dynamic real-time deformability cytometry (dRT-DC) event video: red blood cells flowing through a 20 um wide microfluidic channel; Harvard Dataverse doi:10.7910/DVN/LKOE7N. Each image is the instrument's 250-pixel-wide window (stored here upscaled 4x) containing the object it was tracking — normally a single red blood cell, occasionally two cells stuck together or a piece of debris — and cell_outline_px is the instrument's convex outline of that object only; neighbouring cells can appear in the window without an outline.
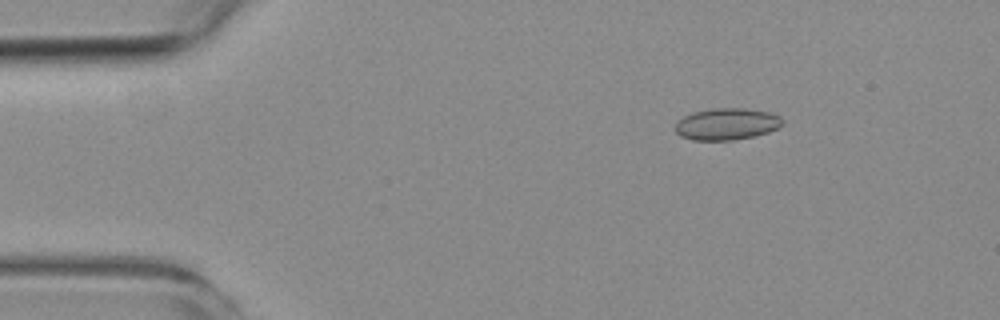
{"species": "common noctule bat (a hibernating species)", "species_latin": "Nyctalus noctula", "temperature_condition": "room temperature", "stored_images_in_passage": 4, "camera_frame_rate_fps": 3000, "um_per_image_px": 0.085, "animal": {"sex": "female", "body_mass_g": 19.3, "forearm_length_mm": 54.1}, "frame": {"image": 1, "passage_image": 2, "time_ms": 2.0, "image_size_px": [1000, 320], "cell_outline_px": [[784, 124], [780, 128], [768, 132], [752, 136], [732, 140], [692, 140], [680, 136], [676, 132], [676, 124], [684, 116], [692, 112], [712, 108], [744, 108], [768, 112], [780, 116], [784, 120]], "centroid_in_image_um": [61.8, 10.54], "position_along_channel_um": 23.2, "area_um2": 19.88}}
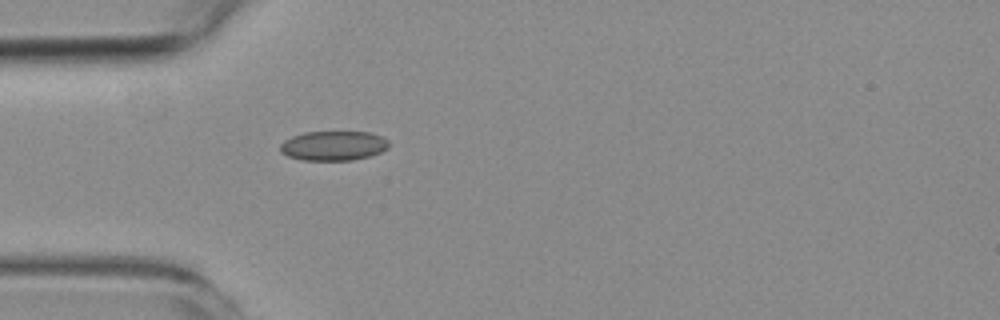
{"frame": {"image": 2, "passage_image": 4, "time_ms": 4.667, "image_size_px": [1000, 320], "cell_outline_px": [[388, 148], [380, 152], [368, 156], [352, 160], [304, 160], [288, 156], [280, 152], [280, 144], [284, 140], [292, 136], [304, 132], [368, 132], [380, 136], [388, 140]], "centroid_in_image_um": [28.31, 12.38], "position_along_channel_um": 56.7, "area_um2": 18.61}}